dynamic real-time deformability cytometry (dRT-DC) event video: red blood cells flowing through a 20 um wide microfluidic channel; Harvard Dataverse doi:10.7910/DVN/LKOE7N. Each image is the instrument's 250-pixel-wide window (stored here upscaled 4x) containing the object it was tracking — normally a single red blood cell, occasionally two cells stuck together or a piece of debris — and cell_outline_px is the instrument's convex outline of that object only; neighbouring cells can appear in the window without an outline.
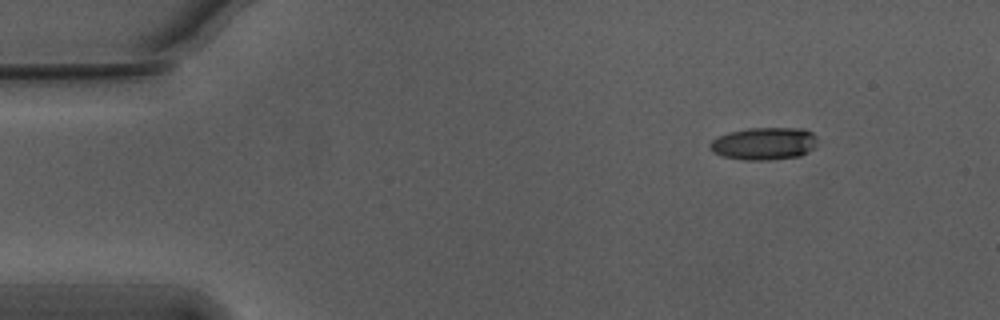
{"species": "Egyptian fruit bat (a non-hibernating species)", "species_latin": "Rousettus aegyptiacus", "temperature_condition": "warm", "stored_images_in_passage": 49, "camera_frame_rate_fps": 3000, "um_per_image_px": 0.085, "animal": {"sex": "male"}, "frame": {"image": 1, "passage_image": 1, "time_ms": 0.0, "image_size_px": [1000, 320], "cell_outline_px": [[816, 148], [800, 156], [768, 160], [744, 160], [724, 156], [712, 152], [708, 144], [712, 140], [728, 132], [748, 128], [804, 128], [812, 132], [816, 136]], "centroid_in_image_um": [64.97, 12.2], "position_along_channel_um": 20.0, "area_um2": 20.52}}
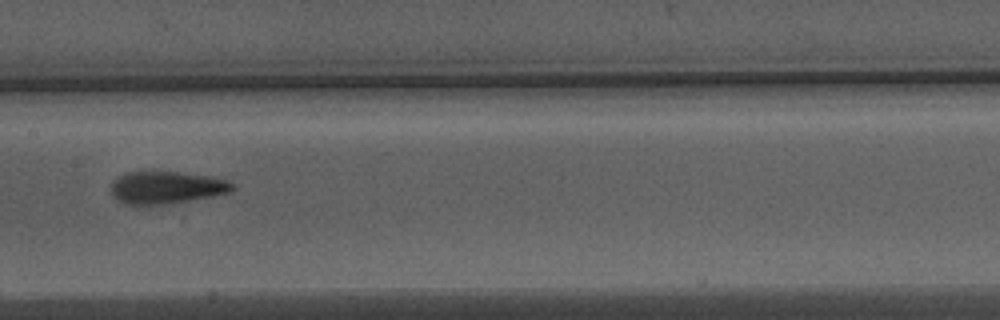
{"frame": {"image": 2, "passage_image": 22, "time_ms": 7.0, "image_size_px": [1000, 320], "cell_outline_px": [[236, 188], [228, 192], [168, 204], [136, 208], [124, 204], [112, 196], [112, 184], [116, 176], [128, 172], [176, 172], [208, 176], [224, 180], [232, 184]], "centroid_in_image_um": [14.02, 15.98], "position_along_channel_um": 193.4, "area_um2": 23.0}}
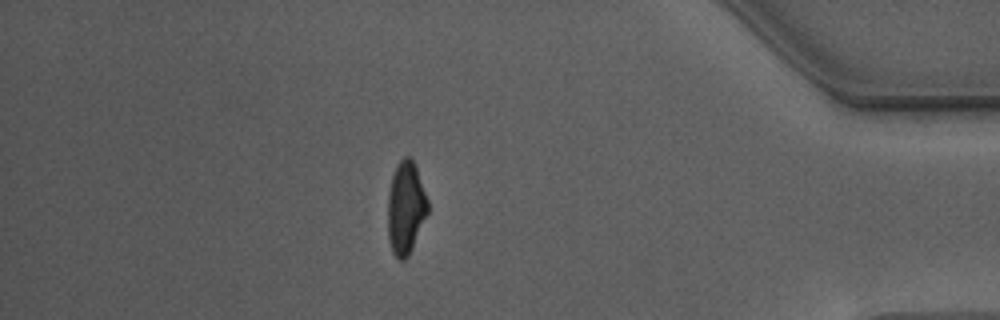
{"frame": {"image": 3, "passage_image": 42, "time_ms": 13.667, "image_size_px": [1000, 320], "cell_outline_px": [[428, 212], [412, 248], [408, 256], [404, 260], [400, 260], [392, 252], [388, 236], [388, 196], [392, 176], [400, 160], [404, 156], [408, 156], [412, 160], [416, 168], [428, 200]], "centroid_in_image_um": [34.48, 17.68], "position_along_channel_um": 400.7, "area_um2": 21.27}, "authors_computed_cell_mechanics": {"area_um2": 21.9062, "velocity_mm_per_s": 3.7611, "shape_relaxation_time_tau1_ms": 4.2734, "shape_relaxation_time_tau2_ms": 1.741, "deformation_change_tau1": 0.1868, "deformation_change_tau2": 0.1059}}